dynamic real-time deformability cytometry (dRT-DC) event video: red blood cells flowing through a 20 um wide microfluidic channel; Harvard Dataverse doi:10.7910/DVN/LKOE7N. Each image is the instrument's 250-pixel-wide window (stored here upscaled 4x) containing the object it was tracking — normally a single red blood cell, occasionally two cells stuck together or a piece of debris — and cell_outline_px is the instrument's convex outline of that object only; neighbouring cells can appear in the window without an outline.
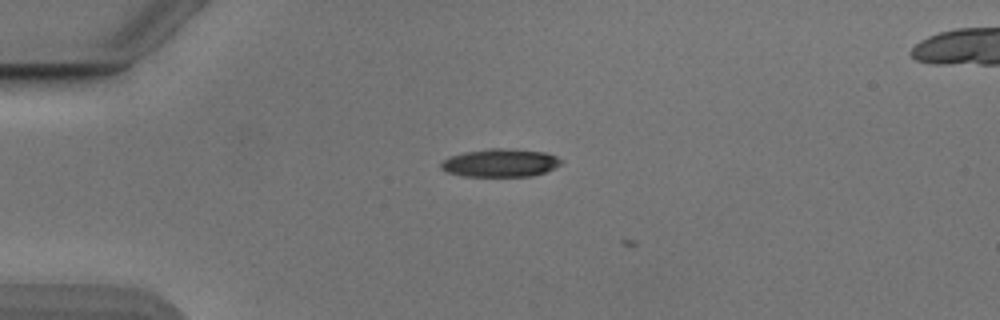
{"species": "Egyptian fruit bat (a non-hibernating species)", "species_latin": "Rousettus aegyptiacus", "temperature_condition": "cold", "stored_images_in_passage": 10, "camera_frame_rate_fps": 3000, "um_per_image_px": 0.085, "animal": {"sex": "male"}, "frame": {"image": 1, "passage_image": 9, "time_ms": 2.667, "image_size_px": [1000, 320], "cell_outline_px": [[564, 160], [560, 164], [544, 172], [532, 176], [460, 176], [448, 172], [440, 168], [440, 164], [448, 156], [464, 152], [488, 148], [500, 148], [544, 152], [556, 156]], "centroid_in_image_um": [42.49, 13.84], "position_along_channel_um": 42.5, "area_um2": 19.59}}